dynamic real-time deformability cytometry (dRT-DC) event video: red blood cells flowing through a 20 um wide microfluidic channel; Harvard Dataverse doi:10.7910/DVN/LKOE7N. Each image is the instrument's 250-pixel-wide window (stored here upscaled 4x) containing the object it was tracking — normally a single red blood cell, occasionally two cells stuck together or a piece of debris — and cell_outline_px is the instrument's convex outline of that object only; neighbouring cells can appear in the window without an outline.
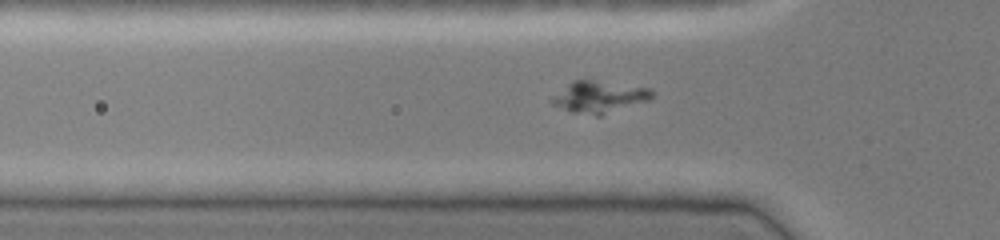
{"species": "common noctule bat (a hibernating species)", "species_latin": "Nyctalus noctula", "temperature_condition": "cold", "stored_images_in_passage": 46, "camera_frame_rate_fps": 3000, "um_per_image_px": 0.085, "animal": {"sex": "female", "body_mass_g": 19.0, "forearm_length_mm": 51.5}, "frame": {"image": 1, "passage_image": 14, "time_ms": 4.333, "image_size_px": [1000, 240], "cell_outline_px": [[652, 96], [648, 100], [600, 116], [596, 116], [572, 112], [552, 104], [548, 100], [552, 96], [568, 84], [576, 80], [592, 80], [652, 88]], "centroid_in_image_um": [50.91, 8.25], "position_along_channel_um": 74.9, "area_um2": 18.32}}
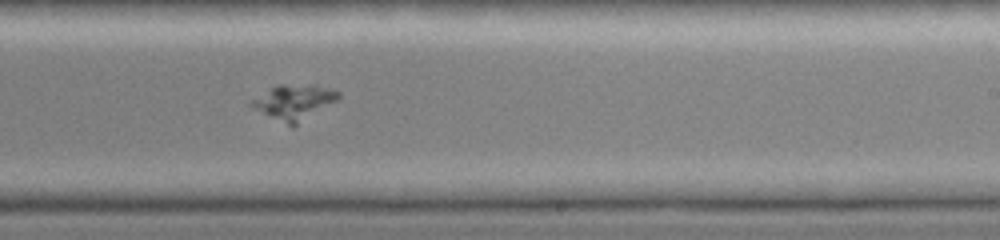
{"frame": {"image": 2, "passage_image": 28, "time_ms": 9.0, "image_size_px": [1000, 240], "cell_outline_px": [[340, 96], [336, 100], [292, 128], [252, 108], [248, 104], [248, 100], [268, 88], [280, 84], [312, 84], [328, 88], [340, 92]], "centroid_in_image_um": [24.91, 8.67], "position_along_channel_um": 264.1, "area_um2": 18.03}}
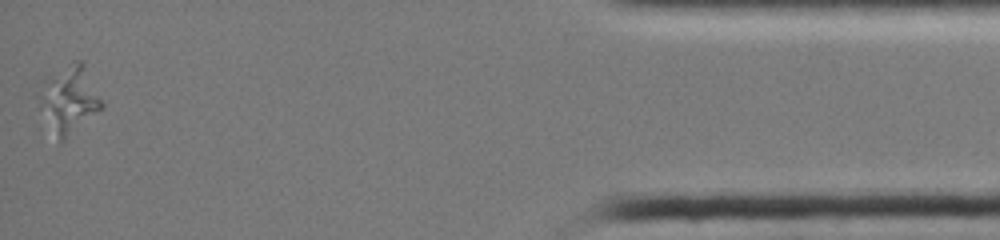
{"frame": {"image": 3, "passage_image": 46, "time_ms": 15.0, "image_size_px": [1000, 240], "cell_outline_px": [[104, 108], [60, 144], [40, 108], [36, 96], [36, 92], [44, 76], [72, 60], [84, 60], [104, 104]], "centroid_in_image_um": [5.85, 8.38], "position_along_channel_um": 429.3, "area_um2": 25.55}}